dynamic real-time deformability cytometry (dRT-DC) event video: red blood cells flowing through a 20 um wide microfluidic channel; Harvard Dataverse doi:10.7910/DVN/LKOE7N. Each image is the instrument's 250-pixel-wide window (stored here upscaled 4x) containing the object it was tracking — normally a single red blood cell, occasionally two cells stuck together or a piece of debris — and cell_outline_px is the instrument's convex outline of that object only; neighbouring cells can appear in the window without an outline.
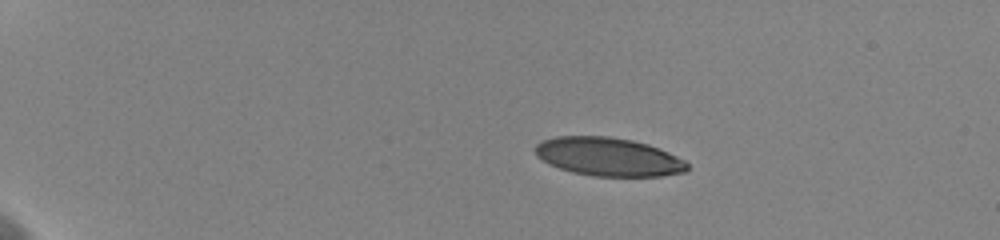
{"species": "human", "species_latin": "Homo sapiens", "temperature_condition": "cold", "stored_images_in_passage": 47, "camera_frame_rate_fps": 3000, "um_per_image_px": 0.085, "donor": {"sex": "female"}, "frame": {"image": 1, "passage_image": 1, "time_ms": 0.0, "image_size_px": [1000, 240], "cell_outline_px": [[688, 172], [660, 176], [592, 176], [572, 172], [548, 164], [536, 156], [536, 144], [540, 140], [556, 136], [608, 136], [632, 140], [648, 144], [660, 148], [684, 160], [688, 164]], "centroid_in_image_um": [51.71, 13.32], "position_along_channel_um": 33.3, "area_um2": 34.28}}
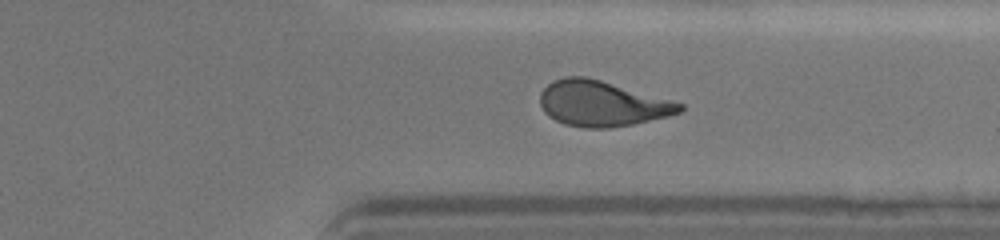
{"frame": {"image": 2, "passage_image": 36, "time_ms": 11.667, "image_size_px": [1000, 240], "cell_outline_px": [[684, 108], [680, 112], [668, 116], [632, 124], [608, 128], [584, 128], [564, 124], [548, 116], [544, 112], [540, 104], [540, 92], [552, 80], [564, 76], [584, 76], [600, 80], [684, 104]], "centroid_in_image_um": [51.12, 8.81], "position_along_channel_um": 360.3, "area_um2": 36.76}}
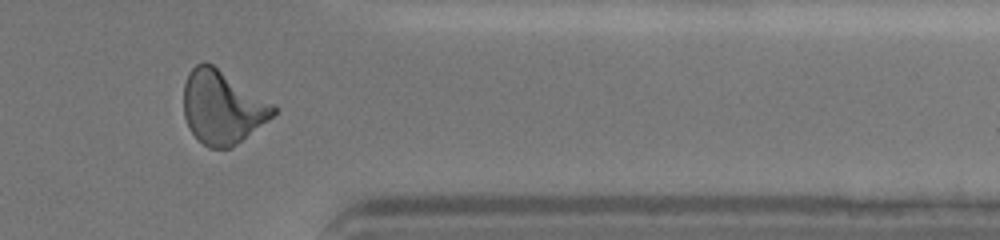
{"frame": {"image": 3, "passage_image": 39, "time_ms": 12.667, "image_size_px": [1000, 240], "cell_outline_px": [[276, 112], [272, 116], [232, 148], [208, 148], [188, 128], [184, 116], [184, 84], [188, 72], [196, 64], [204, 60], [212, 64], [276, 104]], "centroid_in_image_um": [18.89, 9.09], "position_along_channel_um": 392.5, "area_um2": 38.38}, "authors_computed_cell_mechanics": {"area_um2": 36.8186, "velocity_mm_per_s": 3.6173, "shape_relaxation_time_tau1_ms": 5.4595, "shape_relaxation_time_tau2_ms": 1.9786, "deformation_change_tau1": 0.2088, "deformation_change_tau2": 0.1015}}